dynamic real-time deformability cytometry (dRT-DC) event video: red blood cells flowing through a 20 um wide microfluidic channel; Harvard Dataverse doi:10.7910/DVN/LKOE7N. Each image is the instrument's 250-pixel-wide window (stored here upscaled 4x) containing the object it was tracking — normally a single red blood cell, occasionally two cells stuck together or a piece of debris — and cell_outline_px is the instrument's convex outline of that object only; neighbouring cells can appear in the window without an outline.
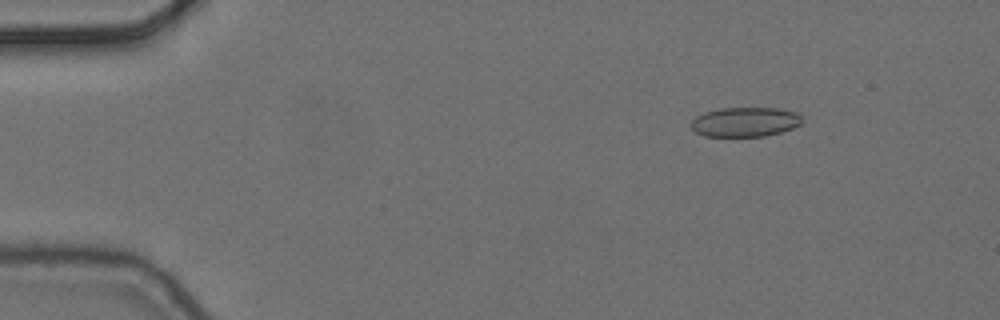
{"species": "common noctule bat (a hibernating species)", "species_latin": "Nyctalus noctula", "temperature_condition": "cold", "stored_images_in_passage": 8, "camera_frame_rate_fps": 3000, "um_per_image_px": 0.085, "animal": {"sex": "female", "body_mass_g": 24.6, "forearm_length_mm": 56.2}, "frame": {"image": 1, "passage_image": 2, "time_ms": 0.333, "image_size_px": [1000, 320], "cell_outline_px": [[804, 120], [800, 124], [792, 128], [780, 132], [764, 136], [704, 136], [696, 132], [692, 128], [692, 120], [696, 116], [704, 112], [720, 108], [776, 108], [796, 112]], "centroid_in_image_um": [63.33, 10.36], "position_along_channel_um": 21.7, "area_um2": 19.02}}
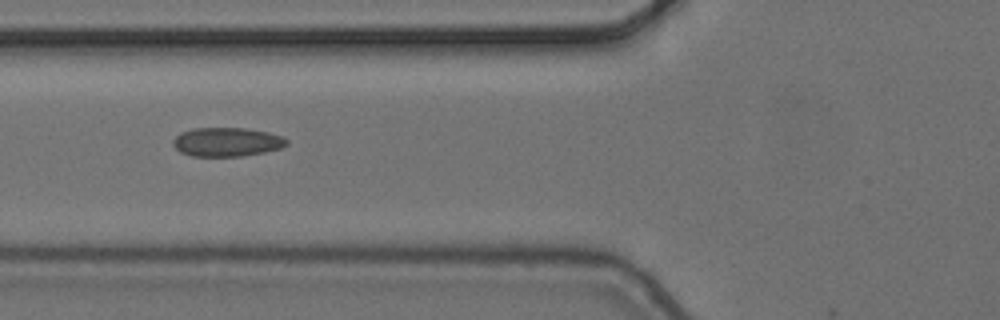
{"frame": {"image": 2, "passage_image": 6, "time_ms": 1.667, "image_size_px": [1000, 320], "cell_outline_px": [[288, 144], [280, 148], [264, 152], [244, 156], [192, 156], [180, 152], [172, 144], [172, 140], [180, 132], [192, 128], [244, 128], [268, 132], [284, 136], [288, 140]], "centroid_in_image_um": [19.28, 12.06], "position_along_channel_um": 106.5, "area_um2": 19.31}}
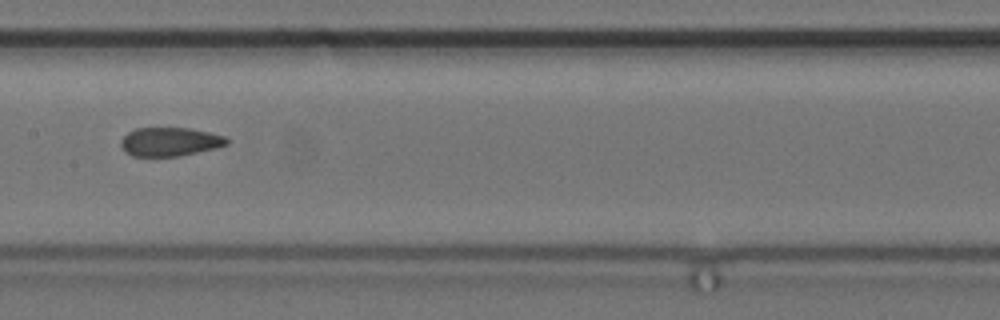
{"frame": {"image": 3, "passage_image": 8, "time_ms": 2.333, "image_size_px": [1000, 320], "cell_outline_px": [[228, 144], [216, 148], [180, 156], [132, 156], [120, 144], [120, 140], [128, 132], [136, 128], [192, 128], [224, 136], [228, 140]], "centroid_in_image_um": [14.45, 12.04], "position_along_channel_um": 192.9, "area_um2": 17.63}}